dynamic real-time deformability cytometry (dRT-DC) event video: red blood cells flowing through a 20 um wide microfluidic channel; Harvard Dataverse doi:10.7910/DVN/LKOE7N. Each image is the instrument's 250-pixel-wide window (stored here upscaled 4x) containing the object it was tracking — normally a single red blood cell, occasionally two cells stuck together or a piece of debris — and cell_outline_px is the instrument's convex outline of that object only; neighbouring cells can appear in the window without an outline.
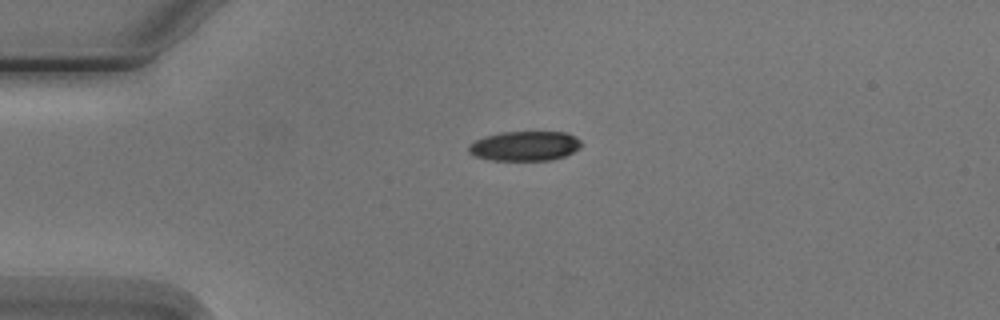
{"species": "Egyptian fruit bat (a non-hibernating species)", "species_latin": "Rousettus aegyptiacus", "temperature_condition": "cold", "stored_images_in_passage": 3, "camera_frame_rate_fps": 3000, "um_per_image_px": 0.085, "animal": {"sex": "male"}, "frame": {"image": 1, "passage_image": 1, "time_ms": 0.0, "image_size_px": [1000, 320], "cell_outline_px": [[580, 148], [564, 156], [552, 160], [492, 160], [476, 156], [468, 152], [468, 144], [484, 136], [500, 132], [564, 132], [580, 140]], "centroid_in_image_um": [44.57, 12.41], "position_along_channel_um": 40.4, "area_um2": 19.36}}
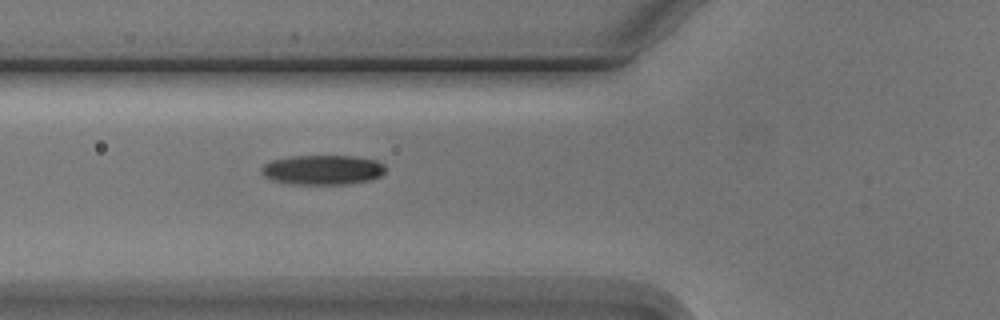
{"frame": {"image": 2, "passage_image": 3, "time_ms": 2.333, "image_size_px": [1000, 320], "cell_outline_px": [[384, 172], [380, 176], [368, 180], [348, 184], [292, 184], [272, 180], [264, 176], [260, 172], [260, 168], [264, 164], [272, 160], [292, 156], [352, 156], [376, 160], [384, 164]], "centroid_in_image_um": [27.39, 14.44], "position_along_channel_um": 98.4, "area_um2": 21.44}}